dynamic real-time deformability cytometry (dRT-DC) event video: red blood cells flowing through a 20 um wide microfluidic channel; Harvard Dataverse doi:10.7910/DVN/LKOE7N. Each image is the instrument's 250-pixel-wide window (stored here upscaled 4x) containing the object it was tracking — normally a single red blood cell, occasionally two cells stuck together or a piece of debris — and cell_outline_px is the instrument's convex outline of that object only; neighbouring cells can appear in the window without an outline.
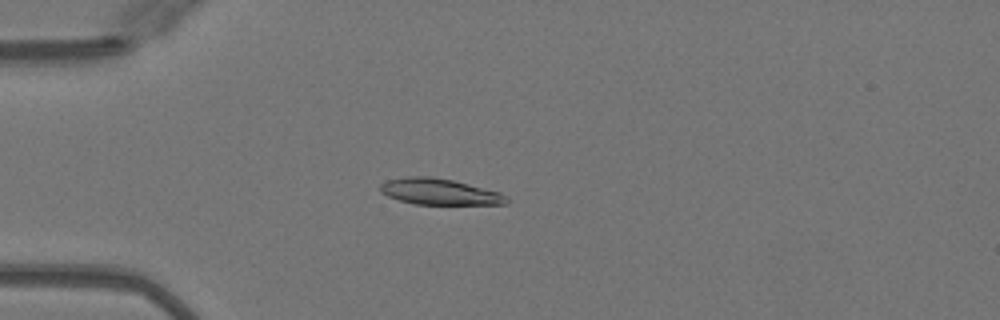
{"species": "Egyptian fruit bat (a non-hibernating species)", "species_latin": "Rousettus aegyptiacus", "temperature_condition": "warm", "stored_images_in_passage": 46, "camera_frame_rate_fps": 3000, "um_per_image_px": 0.085, "animal": {"sex": "female"}, "frame": {"image": 1, "passage_image": 10, "time_ms": 3.0, "image_size_px": [1000, 320], "cell_outline_px": [[508, 204], [416, 204], [400, 200], [388, 196], [380, 192], [380, 184], [388, 180], [404, 176], [432, 176], [452, 180], [500, 192], [508, 196]], "centroid_in_image_um": [37.35, 16.29], "position_along_channel_um": 47.6, "area_um2": 19.19}}
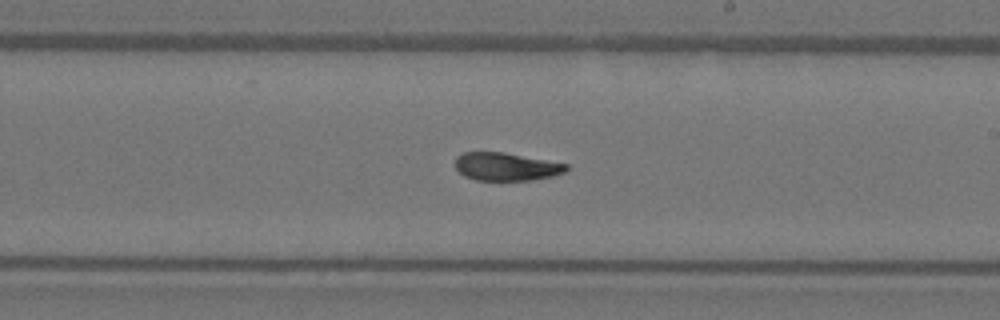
{"frame": {"image": 2, "passage_image": 26, "time_ms": 8.333, "image_size_px": [1000, 320], "cell_outline_px": [[568, 168], [564, 172], [552, 176], [532, 180], [476, 180], [464, 176], [456, 168], [456, 156], [464, 152], [504, 152], [568, 164]], "centroid_in_image_um": [43.01, 14.16], "position_along_channel_um": 246.0, "area_um2": 18.03}}
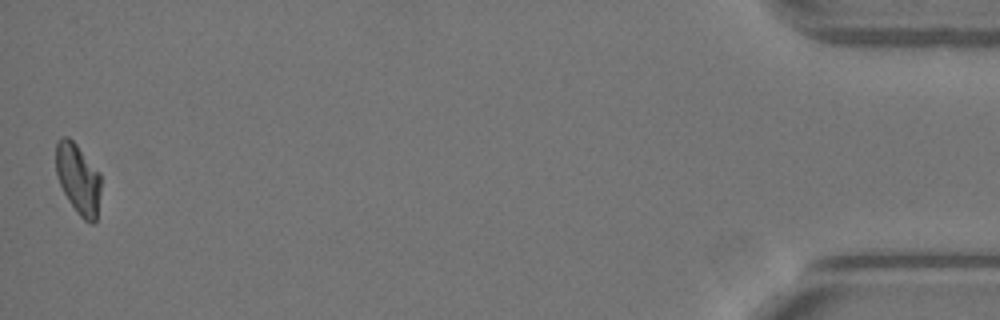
{"frame": {"image": 3, "passage_image": 46, "time_ms": 15.0, "image_size_px": [1000, 320], "cell_outline_px": [[100, 192], [96, 220], [92, 224], [88, 224], [76, 212], [68, 200], [60, 184], [56, 172], [56, 140], [60, 136], [68, 136], [76, 144], [100, 172]], "centroid_in_image_um": [6.64, 15.19], "position_along_channel_um": 428.6, "area_um2": 18.55}, "authors_computed_cell_mechanics": {"area_um2": 19.1896, "velocity_mm_per_s": 4.0689, "shape_relaxation_time_tau1_ms": 5.8774, "shape_relaxation_time_tau2_ms": 2.4801, "deformation_change_tau1": 0.2025, "deformation_change_tau2": 0.0753}}